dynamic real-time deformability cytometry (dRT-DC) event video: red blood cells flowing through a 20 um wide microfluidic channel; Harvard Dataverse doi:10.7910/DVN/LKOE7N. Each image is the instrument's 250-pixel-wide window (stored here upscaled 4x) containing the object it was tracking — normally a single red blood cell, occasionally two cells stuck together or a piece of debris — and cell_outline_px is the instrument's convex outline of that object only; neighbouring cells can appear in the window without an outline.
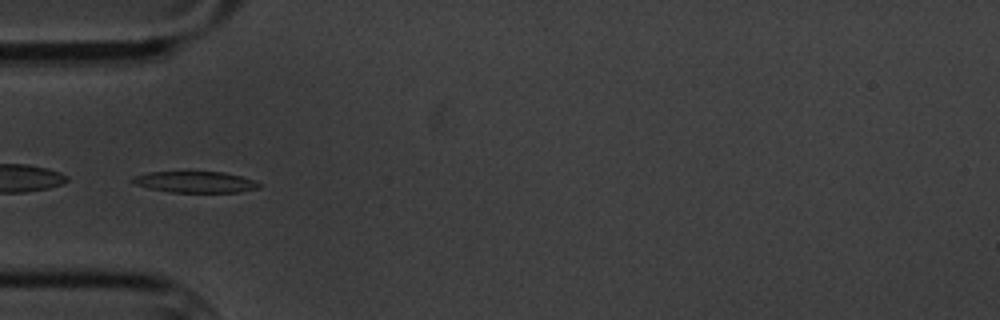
{"species": "common noctule bat (a hibernating species)", "species_latin": "Nyctalus noctula", "temperature_condition": "cold", "stored_images_in_passage": 10, "segment_of_instrument_passage": [2, 2], "camera_frame_rate_fps": 3000, "um_per_image_px": 0.085, "animal": {"sex": "male", "body_mass_g": 20.1, "forearm_length_mm": 53.5}, "frame": {"image": 1, "passage_image": 4, "time_ms": 3.333, "image_size_px": [1000, 320], "cell_outline_px": [[260, 188], [240, 192], [172, 192], [148, 188], [136, 184], [128, 180], [132, 176], [152, 172], [224, 172], [256, 180], [260, 184]], "centroid_in_image_um": [16.6, 15.47], "position_along_channel_um": 68.4, "area_um2": 15.66}}
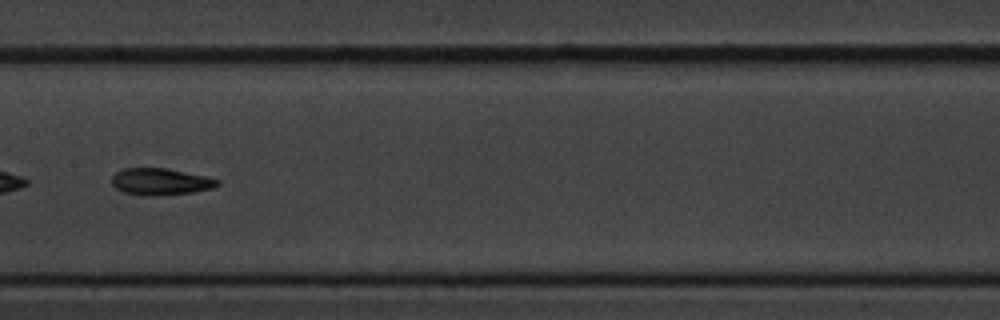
{"frame": {"image": 2, "passage_image": 7, "time_ms": 7.0, "image_size_px": [1000, 320], "cell_outline_px": [[220, 184], [212, 188], [192, 192], [152, 196], [124, 192], [116, 188], [112, 184], [112, 176], [116, 172], [124, 168], [168, 168], [204, 176], [220, 180]], "centroid_in_image_um": [13.64, 15.43], "position_along_channel_um": 193.8, "area_um2": 16.3}}
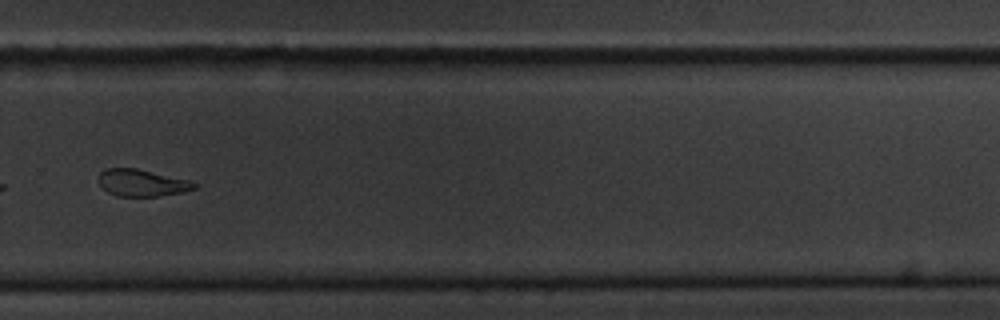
{"frame": {"image": 3, "passage_image": 10, "time_ms": 10.667, "image_size_px": [1000, 320], "cell_outline_px": [[196, 188], [180, 192], [160, 196], [116, 196], [108, 192], [100, 184], [100, 172], [108, 168], [136, 168], [188, 180], [196, 184]], "centroid_in_image_um": [12.05, 15.54], "position_along_channel_um": 317.8, "area_um2": 14.68}}